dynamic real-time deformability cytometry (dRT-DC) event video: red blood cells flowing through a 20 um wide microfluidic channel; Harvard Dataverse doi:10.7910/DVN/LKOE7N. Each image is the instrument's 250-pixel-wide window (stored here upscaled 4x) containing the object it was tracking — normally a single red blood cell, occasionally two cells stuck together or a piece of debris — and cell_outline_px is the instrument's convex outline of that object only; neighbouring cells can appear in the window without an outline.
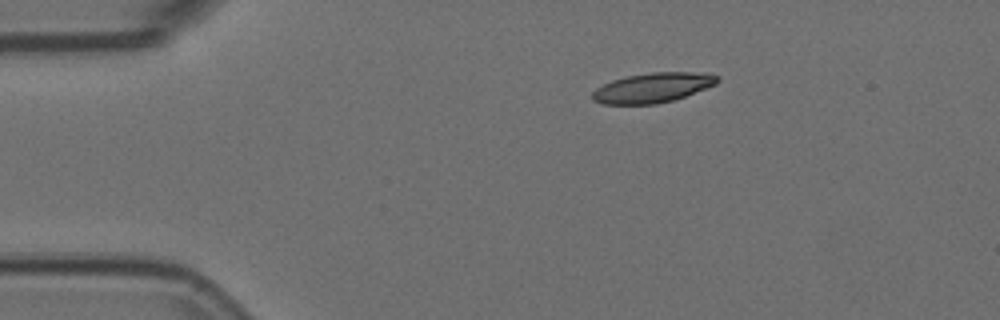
{"species": "Egyptian fruit bat (a non-hibernating species)", "species_latin": "Rousettus aegyptiacus", "temperature_condition": "room temperature", "stored_images_in_passage": 3, "camera_frame_rate_fps": 3000, "um_per_image_px": 0.085, "animal": {"sex": "female"}, "frame": {"image": 1, "passage_image": 1, "time_ms": 0.0, "image_size_px": [1000, 320], "cell_outline_px": [[720, 80], [716, 84], [684, 96], [672, 100], [656, 104], [604, 104], [592, 100], [592, 92], [596, 88], [612, 80], [624, 76], [652, 72], [708, 72], [720, 76]], "centroid_in_image_um": [55.49, 7.44], "position_along_channel_um": 29.5, "area_um2": 21.79}}